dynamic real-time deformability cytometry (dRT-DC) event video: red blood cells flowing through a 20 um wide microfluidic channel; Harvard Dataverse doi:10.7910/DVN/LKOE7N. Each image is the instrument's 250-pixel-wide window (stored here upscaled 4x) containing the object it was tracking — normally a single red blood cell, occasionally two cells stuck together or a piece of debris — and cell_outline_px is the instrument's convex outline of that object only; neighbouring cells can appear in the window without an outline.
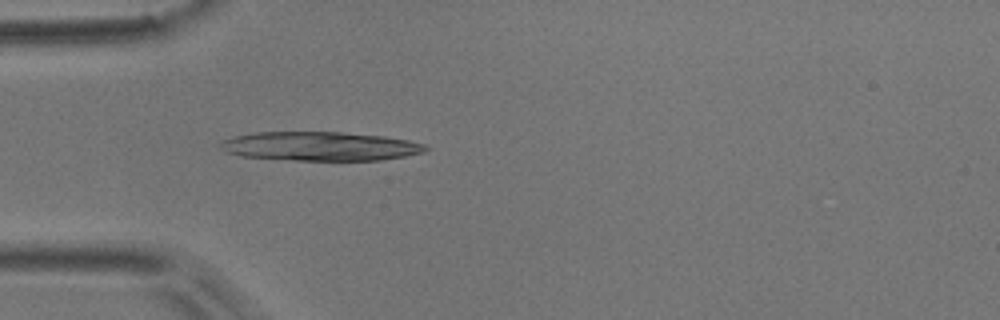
{"species": "common noctule bat (a hibernating species)", "species_latin": "Nyctalus noctula", "temperature_condition": "room temperature", "stored_images_in_passage": 52, "camera_frame_rate_fps": 3000, "um_per_image_px": 0.085, "animal": {"sex": "male", "body_mass_g": 17.9}, "frame": {"image": 1, "passage_image": 15, "time_ms": 4.667, "image_size_px": [1000, 320], "cell_outline_px": [[428, 148], [424, 152], [404, 156], [380, 160], [292, 160], [240, 156], [228, 152], [220, 148], [216, 144], [220, 140], [232, 136], [256, 132], [340, 132], [384, 136], [408, 140], [424, 144]], "centroid_in_image_um": [27.14, 12.42], "position_along_channel_um": 57.9, "area_um2": 34.74}}